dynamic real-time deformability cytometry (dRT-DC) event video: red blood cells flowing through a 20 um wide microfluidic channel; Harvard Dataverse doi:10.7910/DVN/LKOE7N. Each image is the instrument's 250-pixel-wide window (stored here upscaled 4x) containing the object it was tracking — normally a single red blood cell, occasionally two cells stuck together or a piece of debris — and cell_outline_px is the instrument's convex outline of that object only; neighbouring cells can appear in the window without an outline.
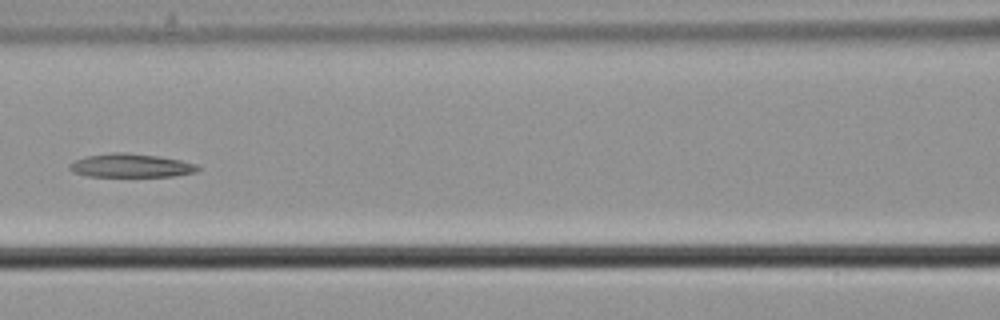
{"species": "common noctule bat (a hibernating species)", "species_latin": "Nyctalus noctula", "temperature_condition": "cold", "stored_images_in_passage": 6, "camera_frame_rate_fps": 3000, "um_per_image_px": 0.085, "animal": {"sex": "male", "body_mass_g": 21.5, "forearm_length_mm": 52.0}, "frame": {"image": 1, "passage_image": 6, "time_ms": 1.667, "image_size_px": [1000, 320], "cell_outline_px": [[200, 168], [196, 172], [172, 176], [88, 176], [72, 172], [68, 168], [68, 164], [84, 156], [112, 152], [128, 152], [160, 156], [180, 160], [196, 164]], "centroid_in_image_um": [11.09, 14.06], "position_along_channel_um": 155.5, "area_um2": 17.74}}